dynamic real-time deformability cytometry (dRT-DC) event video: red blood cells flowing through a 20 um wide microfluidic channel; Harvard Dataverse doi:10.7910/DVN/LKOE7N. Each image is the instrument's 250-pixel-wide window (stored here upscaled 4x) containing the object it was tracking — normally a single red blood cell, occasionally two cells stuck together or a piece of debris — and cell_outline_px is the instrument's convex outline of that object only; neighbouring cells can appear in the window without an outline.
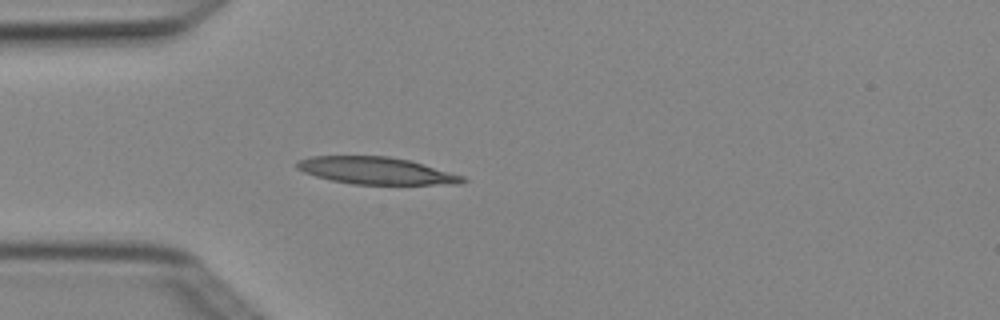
{"species": "Egyptian fruit bat (a non-hibernating species)", "species_latin": "Rousettus aegyptiacus", "temperature_condition": "cold", "stored_images_in_passage": 3, "camera_frame_rate_fps": 3000, "um_per_image_px": 0.085, "animal": {"sex": "female"}, "frame": {"image": 1, "passage_image": 3, "time_ms": 0.667, "image_size_px": [1000, 320], "cell_outline_px": [[468, 180], [460, 184], [352, 184], [332, 180], [316, 176], [304, 172], [296, 168], [296, 160], [312, 156], [388, 156], [408, 160], [464, 176]], "centroid_in_image_um": [31.95, 14.51], "position_along_channel_um": 53.1, "area_um2": 26.01}}